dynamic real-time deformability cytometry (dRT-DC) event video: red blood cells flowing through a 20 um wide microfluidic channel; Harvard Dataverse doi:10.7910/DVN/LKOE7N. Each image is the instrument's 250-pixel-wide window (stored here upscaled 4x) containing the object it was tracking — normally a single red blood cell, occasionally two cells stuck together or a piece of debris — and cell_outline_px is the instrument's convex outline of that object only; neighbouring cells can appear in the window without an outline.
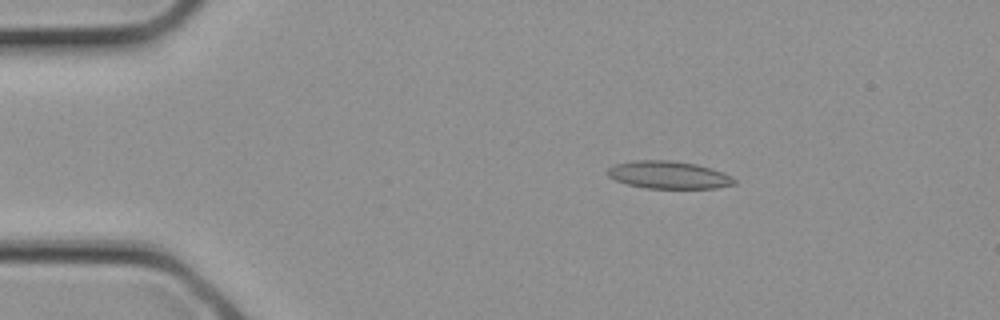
{"species": "common noctule bat (a hibernating species)", "species_latin": "Nyctalus noctula", "temperature_condition": "cold", "stored_images_in_passage": 16, "camera_frame_rate_fps": 3000, "um_per_image_px": 0.085, "animal": {"sex": "female", "body_mass_g": 21.9}, "frame": {"image": 1, "passage_image": 4, "time_ms": 1.0, "image_size_px": [1000, 320], "cell_outline_px": [[736, 184], [716, 188], [644, 188], [628, 184], [616, 180], [608, 176], [608, 168], [616, 164], [632, 160], [668, 160], [696, 164], [712, 168], [724, 172], [736, 180]], "centroid_in_image_um": [56.85, 14.86], "position_along_channel_um": 28.1, "area_um2": 20.35}}
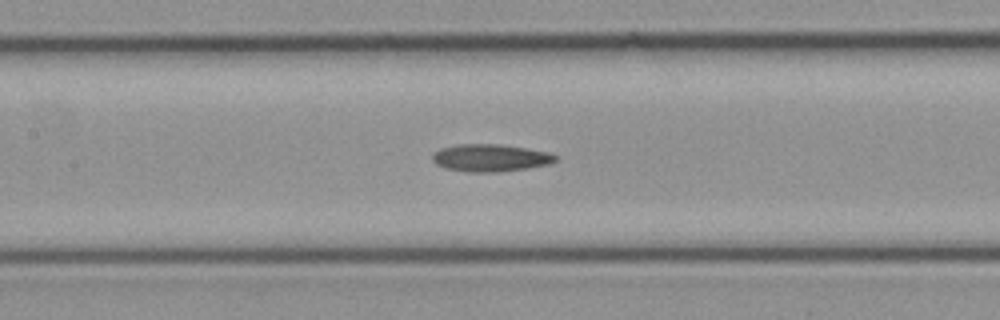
{"frame": {"image": 2, "passage_image": 12, "time_ms": 3.667, "image_size_px": [1000, 320], "cell_outline_px": [[560, 156], [552, 164], [528, 168], [496, 172], [468, 172], [448, 168], [436, 164], [432, 160], [432, 152], [440, 148], [456, 144], [500, 144], [552, 152]], "centroid_in_image_um": [41.73, 13.41], "position_along_channel_um": 165.7, "area_um2": 19.94}}
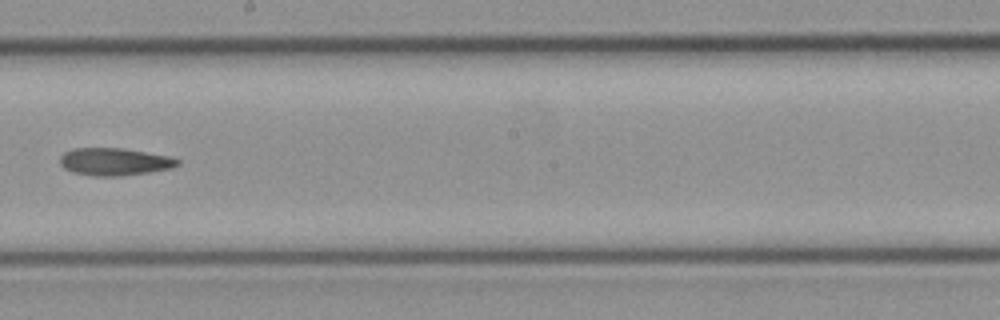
{"frame": {"image": 3, "passage_image": 15, "time_ms": 4.667, "image_size_px": [1000, 320], "cell_outline_px": [[180, 164], [172, 168], [148, 172], [120, 176], [92, 176], [72, 172], [64, 168], [60, 164], [60, 156], [64, 152], [72, 148], [124, 148], [172, 156], [180, 160]], "centroid_in_image_um": [9.74, 13.74], "position_along_channel_um": 238.5, "area_um2": 19.07}}